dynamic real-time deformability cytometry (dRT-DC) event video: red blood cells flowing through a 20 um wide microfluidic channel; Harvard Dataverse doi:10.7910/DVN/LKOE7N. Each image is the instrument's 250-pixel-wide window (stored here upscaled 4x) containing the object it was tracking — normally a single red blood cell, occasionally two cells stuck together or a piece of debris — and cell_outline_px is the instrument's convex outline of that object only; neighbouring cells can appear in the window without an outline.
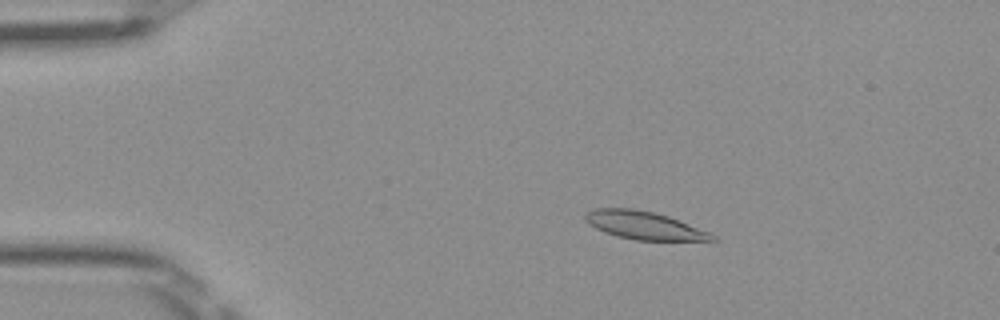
{"species": "Egyptian fruit bat (a non-hibernating species)", "species_latin": "Rousettus aegyptiacus", "temperature_condition": "room temperature", "stored_images_in_passage": 51, "camera_frame_rate_fps": 3000, "um_per_image_px": 0.085, "frame": {"image": 1, "passage_image": 10, "time_ms": 3.0, "image_size_px": [1000, 320], "cell_outline_px": [[720, 240], [636, 240], [616, 236], [604, 232], [596, 228], [584, 220], [584, 216], [588, 212], [596, 208], [632, 208], [652, 212], [668, 216], [708, 232], [716, 236]], "centroid_in_image_um": [54.72, 19.16], "position_along_channel_um": 30.3, "area_um2": 20.4}}
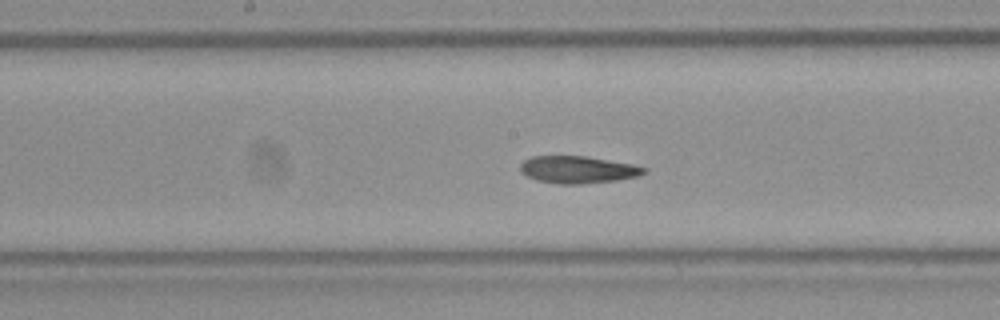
{"frame": {"image": 2, "passage_image": 27, "time_ms": 8.667, "image_size_px": [1000, 320], "cell_outline_px": [[648, 172], [640, 176], [616, 180], [580, 184], [560, 184], [536, 180], [520, 172], [520, 164], [524, 160], [532, 156], [584, 156], [632, 164], [648, 168]], "centroid_in_image_um": [49.13, 14.42], "position_along_channel_um": 199.1, "area_um2": 19.65}}
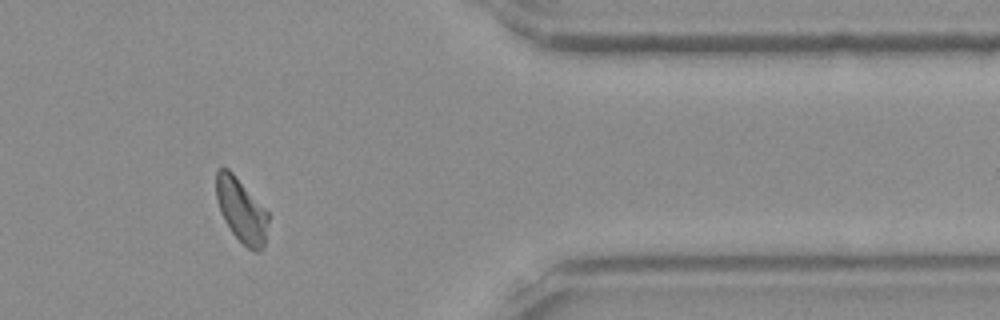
{"frame": {"image": 3, "passage_image": 43, "time_ms": 14.0, "image_size_px": [1000, 320], "cell_outline_px": [[268, 224], [264, 248], [260, 252], [256, 252], [248, 248], [232, 232], [224, 220], [220, 212], [216, 200], [216, 172], [220, 168], [228, 168], [232, 172], [268, 212]], "centroid_in_image_um": [20.51, 17.9], "position_along_channel_um": 390.9, "area_um2": 19.31}, "authors_computed_cell_mechanics": {"area_um2": 20.3456, "velocity_mm_per_s": 3.9933, "shape_relaxation_time_tau1_ms": null, "shape_relaxation_time_tau2_ms": 3.8184, "deformation_change_tau1": null, "deformation_change_tau2": 0.1003}}